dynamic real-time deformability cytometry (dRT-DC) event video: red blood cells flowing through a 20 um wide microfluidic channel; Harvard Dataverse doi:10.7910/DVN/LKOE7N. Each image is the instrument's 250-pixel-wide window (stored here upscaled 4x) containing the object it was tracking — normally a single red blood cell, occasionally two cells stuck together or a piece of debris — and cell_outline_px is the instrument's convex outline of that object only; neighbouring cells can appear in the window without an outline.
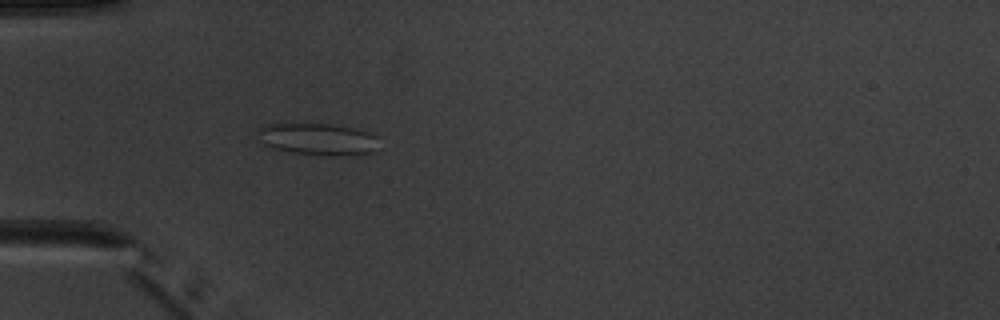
{"species": "common noctule bat (a hibernating species)", "species_latin": "Nyctalus noctula", "temperature_condition": "warm", "stored_images_in_passage": 4, "camera_frame_rate_fps": 3000, "um_per_image_px": 0.085, "animal": {"sex": "male", "body_mass_g": 20.1, "forearm_length_mm": 53.5}, "frame": {"image": 1, "passage_image": 4, "time_ms": 5.0, "image_size_px": [1000, 320], "cell_outline_px": [[380, 136], [376, 148], [372, 152], [356, 156], [332, 156], [292, 152], [272, 148], [264, 144], [260, 140], [256, 132], [260, 128], [268, 124], [328, 124], [352, 128], [368, 132]], "centroid_in_image_um": [27.07, 11.85], "position_along_channel_um": 57.9, "area_um2": 22.66}}